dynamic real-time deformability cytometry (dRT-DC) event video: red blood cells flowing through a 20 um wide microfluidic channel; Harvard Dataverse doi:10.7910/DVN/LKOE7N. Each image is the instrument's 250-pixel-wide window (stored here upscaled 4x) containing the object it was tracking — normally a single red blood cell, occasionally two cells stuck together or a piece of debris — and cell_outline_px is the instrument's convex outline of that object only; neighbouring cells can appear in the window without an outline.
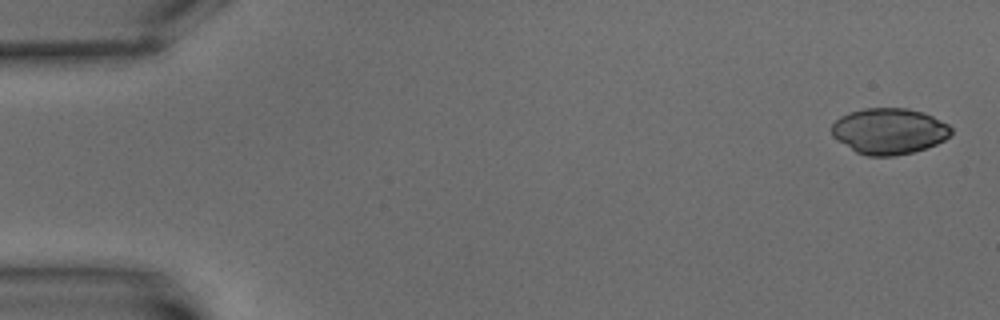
{"species": "common noctule bat (a hibernating species)", "species_latin": "Nyctalus noctula", "temperature_condition": "warm", "stored_images_in_passage": 7, "camera_frame_rate_fps": 3000, "um_per_image_px": 0.085, "animal": {"sex": "male", "body_mass_g": 15.6}, "frame": {"image": 1, "passage_image": 1, "time_ms": 0.0, "image_size_px": [1000, 320], "cell_outline_px": [[952, 132], [944, 140], [936, 144], [912, 152], [892, 156], [868, 156], [856, 152], [836, 140], [832, 136], [832, 124], [840, 116], [848, 112], [864, 108], [908, 108], [924, 112], [948, 124], [952, 128]], "centroid_in_image_um": [75.55, 11.13], "position_along_channel_um": 9.4, "area_um2": 32.08}}